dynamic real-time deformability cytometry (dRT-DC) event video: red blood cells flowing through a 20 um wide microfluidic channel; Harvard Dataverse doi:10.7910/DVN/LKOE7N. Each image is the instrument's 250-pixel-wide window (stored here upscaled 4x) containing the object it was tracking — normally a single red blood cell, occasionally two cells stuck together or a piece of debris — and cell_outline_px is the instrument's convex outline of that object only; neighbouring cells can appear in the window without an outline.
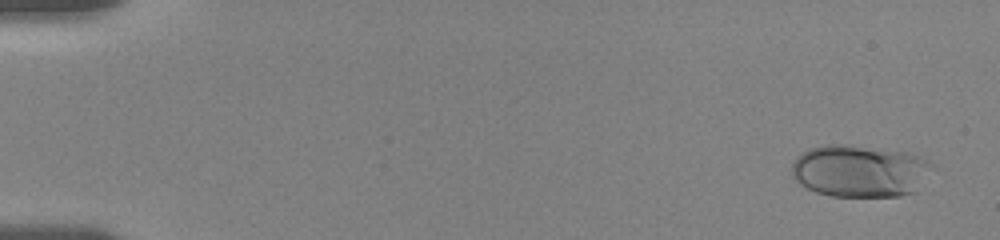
{"species": "human", "species_latin": "Homo sapiens", "temperature_condition": "room temperature", "stored_images_in_passage": 57, "camera_frame_rate_fps": 3000, "um_per_image_px": 0.085, "donor": {"sex": "female"}, "frame": {"image": 1, "passage_image": 3, "time_ms": 0.667, "image_size_px": [1000, 240], "cell_outline_px": [[932, 164], [916, 192], [900, 196], [832, 196], [816, 192], [800, 184], [792, 176], [792, 164], [796, 156], [812, 148], [828, 144], [848, 144], [904, 152], [928, 160]], "centroid_in_image_um": [73.04, 14.53], "position_along_channel_um": 12.0, "area_um2": 42.37}}
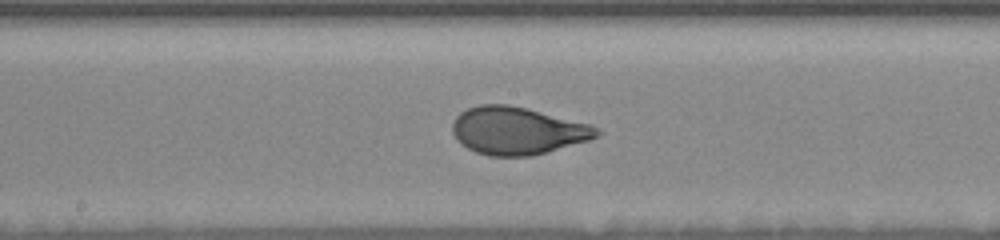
{"frame": {"image": 2, "passage_image": 31, "time_ms": 10.0, "image_size_px": [1000, 240], "cell_outline_px": [[604, 132], [588, 140], [532, 156], [488, 156], [476, 152], [460, 144], [456, 140], [452, 132], [452, 124], [456, 116], [460, 112], [468, 108], [480, 104], [508, 104], [592, 124]], "centroid_in_image_um": [43.96, 11.11], "position_along_channel_um": 204.2, "area_um2": 40.06}}
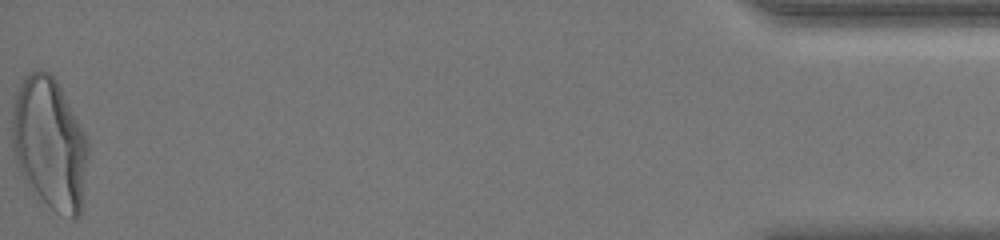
{"frame": {"image": 3, "passage_image": 57, "time_ms": 18.667, "image_size_px": [1000, 240], "cell_outline_px": [[88, 156], [80, 216], [76, 220], [72, 220], [56, 212], [32, 192], [20, 172], [12, 148], [12, 112], [16, 92], [28, 72], [48, 72], [56, 80], [84, 132], [88, 140]], "centroid_in_image_um": [4.22, 12.27], "position_along_channel_um": 431.0, "area_um2": 58.2}, "authors_computed_cell_mechanics": {"area_um2": 40.1132, "velocity_mm_per_s": 3.5947, "shape_relaxation_time_tau1_ms": 4.6351, "shape_relaxation_time_tau2_ms": null, "deformation_change_tau1": 0.1876, "deformation_change_tau2": null}}